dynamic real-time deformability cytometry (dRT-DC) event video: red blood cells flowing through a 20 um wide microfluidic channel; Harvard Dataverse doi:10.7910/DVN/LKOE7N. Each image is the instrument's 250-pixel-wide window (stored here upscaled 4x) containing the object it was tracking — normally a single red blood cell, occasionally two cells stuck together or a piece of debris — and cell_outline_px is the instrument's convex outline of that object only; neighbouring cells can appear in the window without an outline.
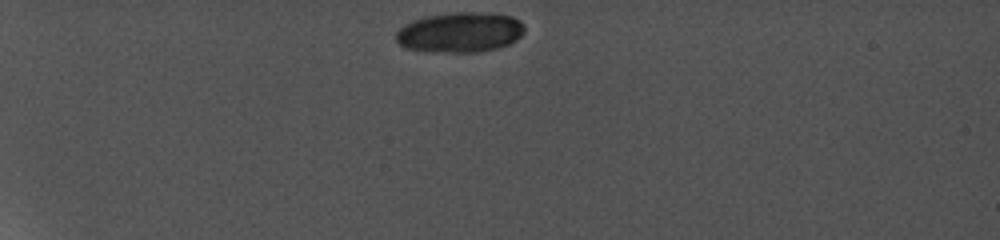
{"species": "common noctule bat (a hibernating species)", "species_latin": "Nyctalus noctula", "temperature_condition": "cold", "stored_images_in_passage": 3, "camera_frame_rate_fps": 5000, "um_per_image_px": 0.085, "animal": {"sex": "female", "body_mass_g": 19.0, "forearm_length_mm": 56.7}, "frame": {"image": 1, "passage_image": 1, "time_ms": 0.0, "image_size_px": [1000, 240], "cell_outline_px": [[524, 32], [516, 40], [500, 48], [476, 52], [428, 52], [404, 48], [396, 40], [396, 32], [404, 24], [424, 16], [456, 12], [472, 12], [512, 16], [520, 20], [524, 24]], "centroid_in_image_um": [39.09, 2.76], "position_along_channel_um": 45.9, "area_um2": 30.23}}